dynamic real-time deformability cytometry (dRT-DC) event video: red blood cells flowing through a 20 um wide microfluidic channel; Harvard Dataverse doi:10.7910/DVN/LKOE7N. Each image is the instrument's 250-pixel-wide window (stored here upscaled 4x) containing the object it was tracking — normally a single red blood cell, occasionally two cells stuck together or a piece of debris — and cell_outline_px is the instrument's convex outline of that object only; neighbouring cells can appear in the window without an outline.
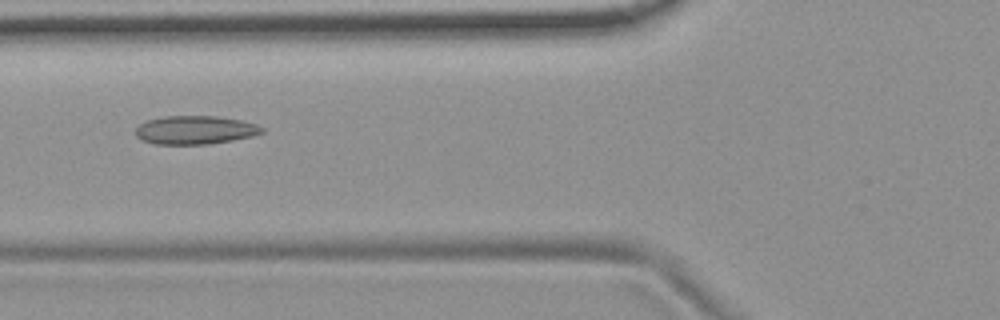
{"species": "common noctule bat (a hibernating species)", "species_latin": "Nyctalus noctula", "temperature_condition": "room temperature", "stored_images_in_passage": 54, "camera_frame_rate_fps": 3000, "um_per_image_px": 0.085, "animal": {"sex": "female", "body_mass_g": 19.9}, "frame": {"image": 1, "passage_image": 21, "time_ms": 6.667, "image_size_px": [1000, 320], "cell_outline_px": [[264, 132], [252, 136], [232, 140], [208, 144], [156, 144], [140, 140], [136, 136], [136, 128], [140, 124], [148, 120], [164, 116], [216, 116], [240, 120], [256, 124], [264, 128]], "centroid_in_image_um": [16.58, 11.05], "position_along_channel_um": 109.2, "area_um2": 20.92}}
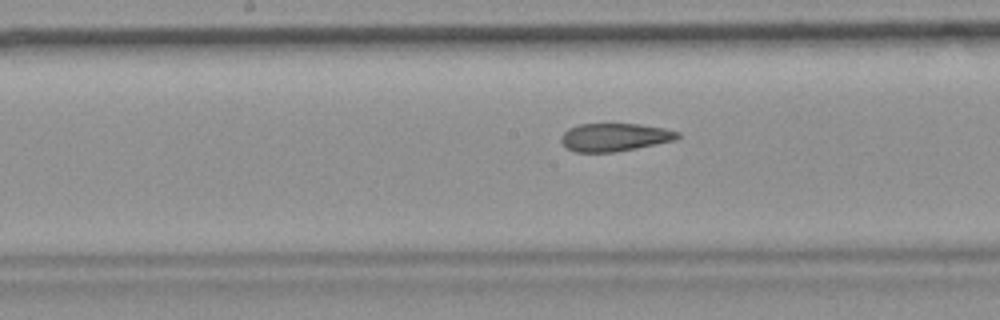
{"frame": {"image": 2, "passage_image": 28, "time_ms": 9.0, "image_size_px": [1000, 320], "cell_outline_px": [[680, 136], [676, 140], [616, 152], [576, 152], [568, 148], [560, 140], [560, 136], [568, 128], [580, 124], [640, 124], [664, 128], [680, 132]], "centroid_in_image_um": [52.25, 11.66], "position_along_channel_um": 195.9, "area_um2": 19.02}}
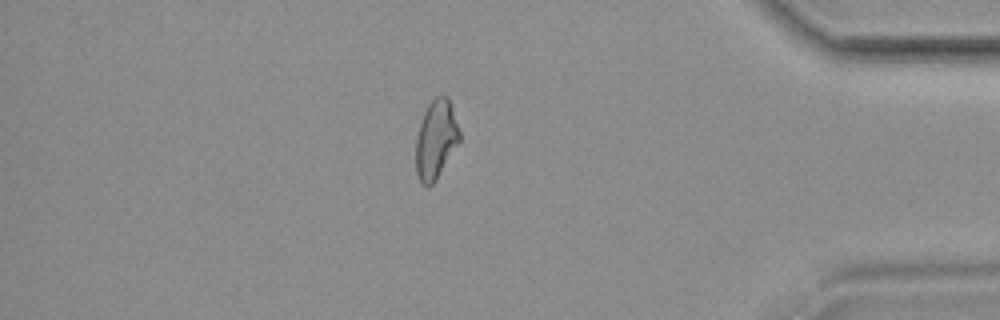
{"frame": {"image": 3, "passage_image": 47, "time_ms": 15.333, "image_size_px": [1000, 320], "cell_outline_px": [[460, 140], [436, 180], [428, 188], [420, 180], [416, 172], [416, 136], [424, 112], [428, 104], [436, 96], [448, 96], [460, 132]], "centroid_in_image_um": [37.05, 11.85], "position_along_channel_um": 398.2, "area_um2": 19.83}, "authors_computed_cell_mechanics": {"area_um2": 20.7213, "velocity_mm_per_s": 3.7268, "shape_relaxation_time_tau1_ms": null, "shape_relaxation_time_tau2_ms": 3.7244, "deformation_change_tau1": null, "deformation_change_tau2": 0.0992}}